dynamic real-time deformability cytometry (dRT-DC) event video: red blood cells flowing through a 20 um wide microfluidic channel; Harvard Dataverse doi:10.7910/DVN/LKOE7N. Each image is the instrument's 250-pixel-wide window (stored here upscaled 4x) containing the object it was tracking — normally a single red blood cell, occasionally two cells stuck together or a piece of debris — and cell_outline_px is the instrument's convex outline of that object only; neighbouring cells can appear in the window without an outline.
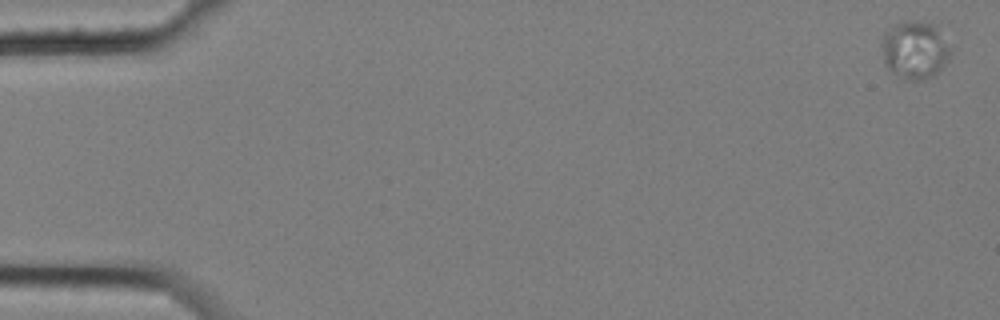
{"species": "common noctule bat (a hibernating species)", "species_latin": "Nyctalus noctula", "temperature_condition": "cold", "stored_images_in_passage": 6, "camera_frame_rate_fps": 3000, "um_per_image_px": 0.085, "animal": {"sex": "female", "body_mass_g": 25.1}, "frame": {"image": 1, "passage_image": 1, "time_ms": 0.0, "image_size_px": [1000, 320], "cell_outline_px": [[952, 56], [932, 76], [920, 80], [904, 80], [892, 72], [884, 64], [880, 44], [884, 32], [896, 24], [908, 20], [916, 20], [940, 24], [952, 48]], "centroid_in_image_um": [77.8, 4.2], "position_along_channel_um": 7.2, "area_um2": 24.1}}
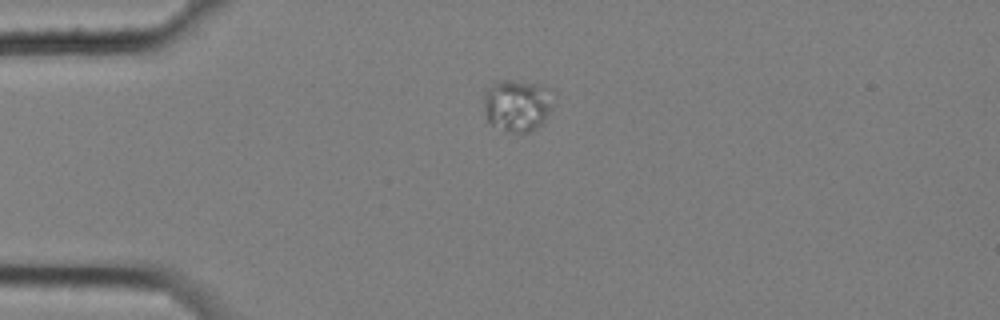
{"frame": {"image": 2, "passage_image": 5, "time_ms": 1.333, "image_size_px": [1000, 320], "cell_outline_px": [[556, 96], [544, 120], [536, 128], [528, 132], [508, 132], [488, 124], [484, 112], [484, 92], [496, 80], [512, 80], [544, 84], [552, 88], [556, 92]], "centroid_in_image_um": [43.98, 8.92], "position_along_channel_um": 41.0, "area_um2": 21.79}}